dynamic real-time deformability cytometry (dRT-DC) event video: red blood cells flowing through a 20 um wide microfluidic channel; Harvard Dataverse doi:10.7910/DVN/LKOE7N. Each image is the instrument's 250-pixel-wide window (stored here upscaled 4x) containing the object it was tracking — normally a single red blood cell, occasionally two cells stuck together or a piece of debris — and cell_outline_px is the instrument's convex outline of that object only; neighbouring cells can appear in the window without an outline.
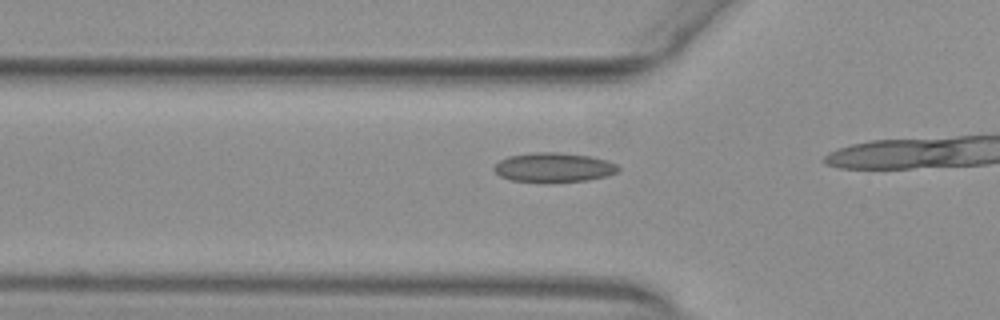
{"species": "common noctule bat (a hibernating species)", "species_latin": "Nyctalus noctula", "temperature_condition": "warm", "stored_images_in_passage": 8, "camera_frame_rate_fps": 3000, "um_per_image_px": 0.085, "animal": {"sex": "female", "body_mass_g": 29.2, "forearm_length_mm": 56.3}, "frame": {"image": 1, "passage_image": 4, "time_ms": 1.0, "image_size_px": [1000, 320], "cell_outline_px": [[620, 168], [616, 172], [608, 176], [588, 180], [512, 180], [500, 176], [492, 168], [500, 160], [508, 156], [532, 152], [560, 152], [592, 156], [608, 160], [616, 164]], "centroid_in_image_um": [47.1, 14.18], "position_along_channel_um": 78.7, "area_um2": 20.81}}
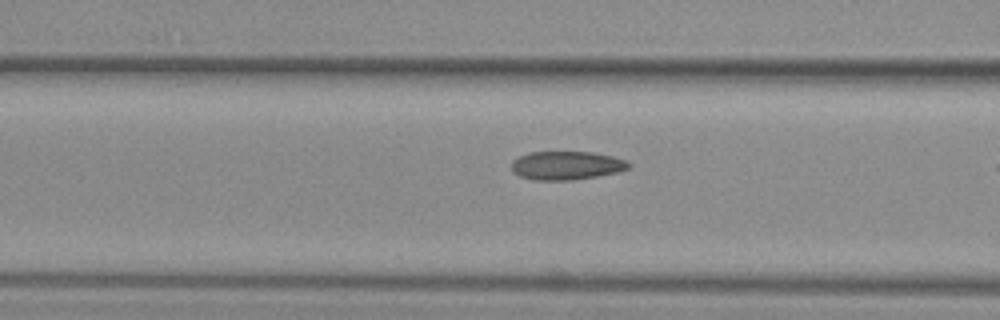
{"frame": {"image": 2, "passage_image": 7, "time_ms": 2.0, "image_size_px": [1000, 320], "cell_outline_px": [[632, 164], [628, 168], [620, 172], [572, 180], [532, 180], [520, 176], [512, 172], [512, 160], [528, 152], [592, 152], [612, 156], [628, 160]], "centroid_in_image_um": [48.16, 14.06], "position_along_channel_um": 118.4, "area_um2": 19.65}}